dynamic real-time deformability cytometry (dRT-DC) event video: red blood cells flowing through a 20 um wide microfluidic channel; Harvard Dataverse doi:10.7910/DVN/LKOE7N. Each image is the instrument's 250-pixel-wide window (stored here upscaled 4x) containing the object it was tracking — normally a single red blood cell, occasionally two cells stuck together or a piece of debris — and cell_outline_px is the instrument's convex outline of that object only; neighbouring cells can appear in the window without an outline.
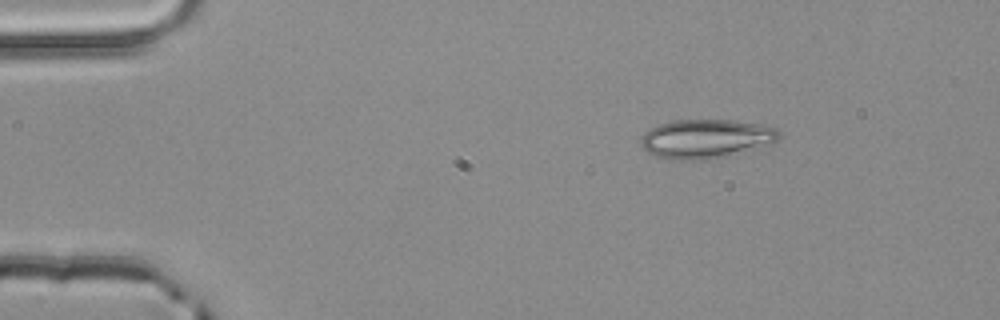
{"species": "common noctule bat (a hibernating species)", "species_latin": "Nyctalus noctula", "temperature_condition": "room temperature", "stored_images_in_passage": 4, "camera_frame_rate_fps": 3000, "um_per_image_px": 0.085, "animal": {"sex": "male", "body_mass_g": 20.4}, "frame": {"image": 1, "passage_image": 2, "time_ms": 0.333, "image_size_px": [1000, 320], "cell_outline_px": [[780, 136], [776, 140], [728, 156], [704, 160], [668, 160], [652, 156], [640, 144], [640, 140], [644, 132], [660, 124], [672, 120], [732, 120], [764, 124], [776, 128], [780, 132]], "centroid_in_image_um": [59.94, 11.8], "position_along_channel_um": 25.1, "area_um2": 31.39}}